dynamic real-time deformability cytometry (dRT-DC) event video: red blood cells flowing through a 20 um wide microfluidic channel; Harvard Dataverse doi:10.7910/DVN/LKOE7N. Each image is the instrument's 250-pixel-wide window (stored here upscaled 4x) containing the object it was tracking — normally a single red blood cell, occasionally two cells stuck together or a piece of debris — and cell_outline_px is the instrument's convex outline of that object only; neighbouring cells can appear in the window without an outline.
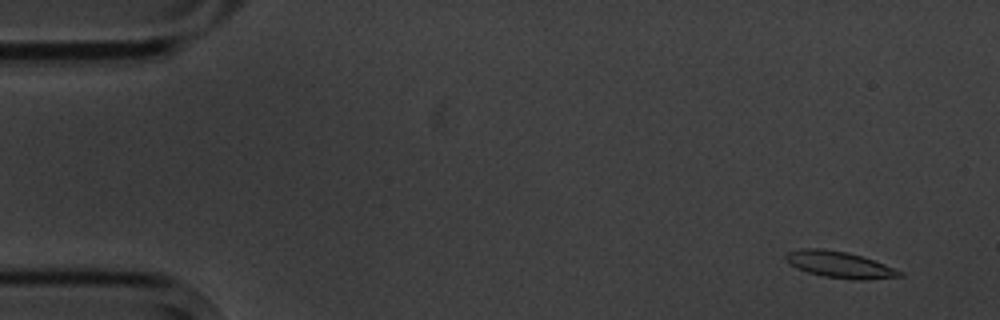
{"species": "common noctule bat (a hibernating species)", "species_latin": "Nyctalus noctula", "temperature_condition": "cold", "stored_images_in_passage": 10, "camera_frame_rate_fps": 3000, "um_per_image_px": 0.085, "animal": {"sex": "male", "body_mass_g": 20.1, "forearm_length_mm": 53.5}, "frame": {"image": 1, "passage_image": 2, "time_ms": 1.0, "image_size_px": [1000, 320], "cell_outline_px": [[904, 276], [864, 280], [856, 280], [824, 276], [808, 272], [796, 268], [784, 260], [784, 256], [788, 252], [804, 248], [820, 248], [848, 252], [884, 264], [904, 272]], "centroid_in_image_um": [71.35, 22.49], "position_along_channel_um": 13.6, "area_um2": 17.46}}
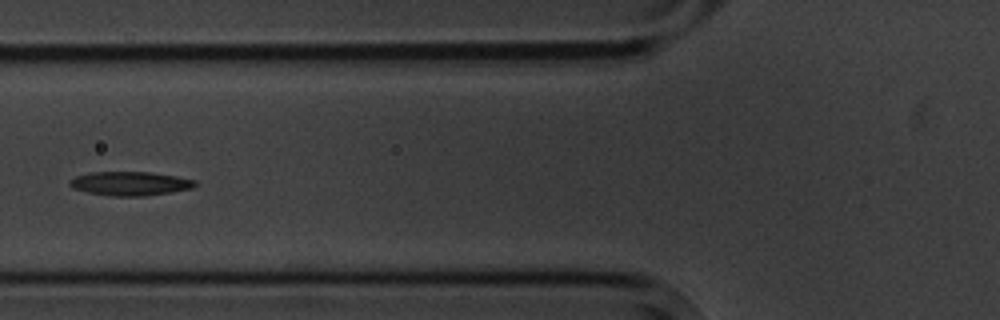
{"frame": {"image": 2, "passage_image": 7, "time_ms": 7.0, "image_size_px": [1000, 320], "cell_outline_px": [[196, 184], [192, 188], [172, 192], [144, 196], [112, 196], [88, 192], [72, 188], [68, 184], [68, 180], [76, 176], [88, 172], [148, 172], [176, 176], [196, 180]], "centroid_in_image_um": [11.03, 15.6], "position_along_channel_um": 114.8, "area_um2": 17.51}}
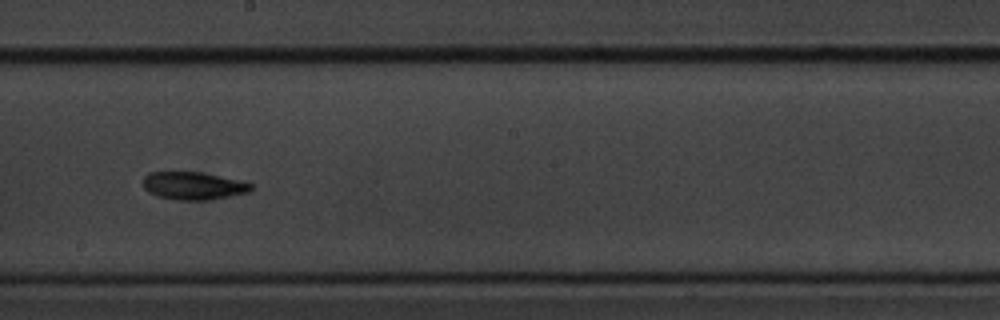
{"frame": {"image": 3, "passage_image": 10, "time_ms": 10.333, "image_size_px": [1000, 320], "cell_outline_px": [[252, 188], [248, 192], [208, 200], [176, 200], [156, 196], [148, 192], [144, 188], [144, 176], [148, 172], [200, 172], [240, 180], [252, 184]], "centroid_in_image_um": [16.4, 15.79], "position_along_channel_um": 231.8, "area_um2": 17.4}}